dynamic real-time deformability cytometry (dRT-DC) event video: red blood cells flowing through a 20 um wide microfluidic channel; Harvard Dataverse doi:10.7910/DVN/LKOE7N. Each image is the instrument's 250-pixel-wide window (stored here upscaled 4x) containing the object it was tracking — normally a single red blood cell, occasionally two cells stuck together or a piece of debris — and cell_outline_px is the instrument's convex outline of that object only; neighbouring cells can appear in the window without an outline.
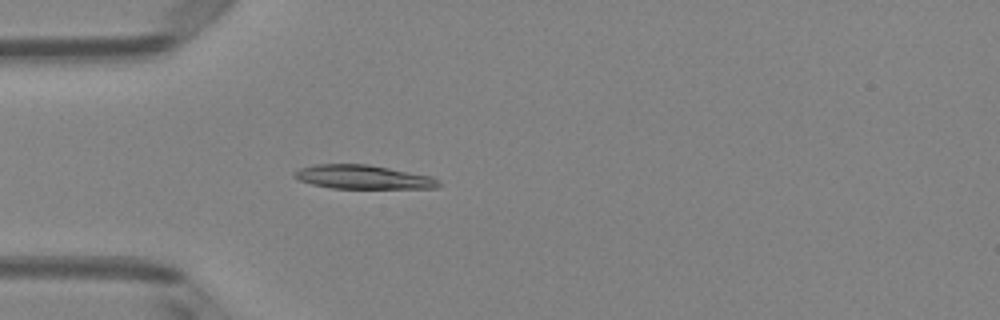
{"species": "Egyptian fruit bat (a non-hibernating species)", "species_latin": "Rousettus aegyptiacus", "temperature_condition": "room temperature", "stored_images_in_passage": 4, "camera_frame_rate_fps": 3000, "um_per_image_px": 0.085, "animal": {"sex": "female"}, "frame": {"image": 1, "passage_image": 4, "time_ms": 1.0, "image_size_px": [1000, 320], "cell_outline_px": [[440, 184], [436, 188], [332, 188], [312, 184], [300, 180], [292, 176], [292, 172], [300, 168], [316, 164], [368, 164], [432, 176], [440, 180]], "centroid_in_image_um": [30.85, 15.04], "position_along_channel_um": 54.1, "area_um2": 20.06}}